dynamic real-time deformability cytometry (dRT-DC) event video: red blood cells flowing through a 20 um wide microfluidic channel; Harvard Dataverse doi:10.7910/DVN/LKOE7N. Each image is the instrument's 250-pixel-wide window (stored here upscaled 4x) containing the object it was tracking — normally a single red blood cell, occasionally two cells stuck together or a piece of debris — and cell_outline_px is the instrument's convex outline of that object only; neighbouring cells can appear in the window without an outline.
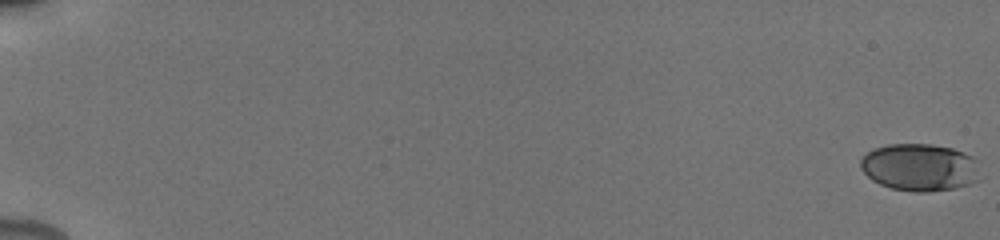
{"species": "human", "species_latin": "Homo sapiens", "temperature_condition": "cold", "stored_images_in_passage": 26, "camera_frame_rate_fps": 3000, "um_per_image_px": 0.085, "donor": {"sex": "male"}, "frame": {"image": 1, "passage_image": 1, "time_ms": 0.0, "image_size_px": [1000, 240], "cell_outline_px": [[976, 180], [968, 184], [956, 188], [928, 192], [912, 192], [892, 188], [880, 184], [872, 180], [860, 168], [860, 160], [868, 152], [876, 148], [888, 144], [932, 144], [952, 148], [964, 152], [972, 156], [976, 160]], "centroid_in_image_um": [78.14, 14.22], "position_along_channel_um": 6.9, "area_um2": 32.77}}
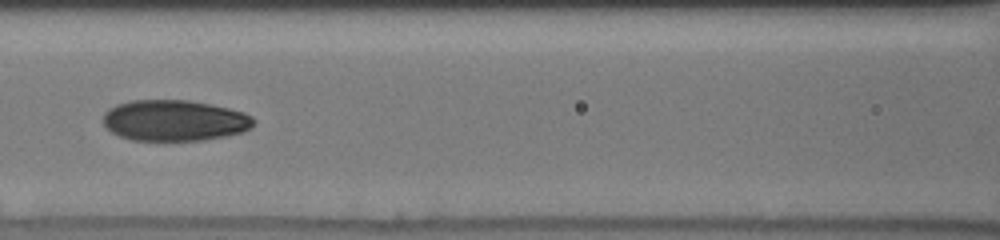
{"frame": {"image": 2, "passage_image": 14, "time_ms": 9.333, "image_size_px": [1000, 240], "cell_outline_px": [[256, 120], [252, 128], [244, 132], [228, 136], [204, 140], [132, 140], [120, 136], [104, 128], [104, 112], [108, 108], [116, 104], [132, 100], [188, 100], [228, 108], [244, 112], [252, 116]], "centroid_in_image_um": [14.85, 10.24], "position_along_channel_um": 151.8, "area_um2": 36.24}}
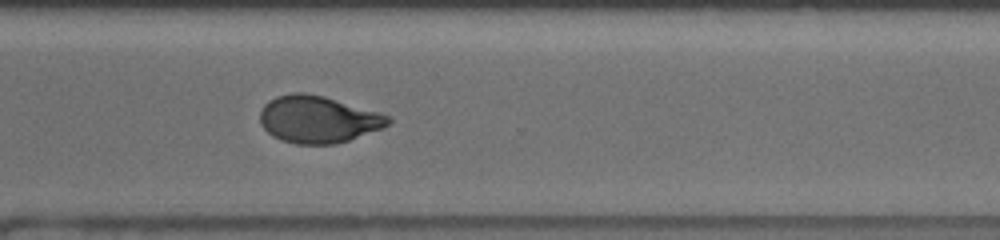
{"frame": {"image": 3, "passage_image": 22, "time_ms": 14.333, "image_size_px": [1000, 240], "cell_outline_px": [[392, 120], [384, 128], [336, 144], [296, 144], [280, 140], [272, 136], [260, 124], [260, 112], [264, 104], [268, 100], [276, 96], [292, 92], [304, 92], [324, 96], [380, 112], [392, 116]], "centroid_in_image_um": [27.04, 10.14], "position_along_channel_um": 343.6, "area_um2": 35.49}, "authors_computed_cell_mechanics": {"area_um2": 35.5759, "velocity_mm_per_s": 3.8474, "shape_relaxation_time_tau1_ms": 4.9484, "shape_relaxation_time_tau2_ms": 1.9471, "deformation_change_tau1": 0.1646, "deformation_change_tau2": 0.0709}}